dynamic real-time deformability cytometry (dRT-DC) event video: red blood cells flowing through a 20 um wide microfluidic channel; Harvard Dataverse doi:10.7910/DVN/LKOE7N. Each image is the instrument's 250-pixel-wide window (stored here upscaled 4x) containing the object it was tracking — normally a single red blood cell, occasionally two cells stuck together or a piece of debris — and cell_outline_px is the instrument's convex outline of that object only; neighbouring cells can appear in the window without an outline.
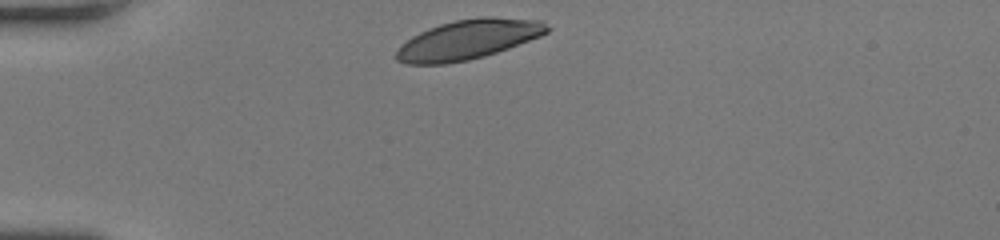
{"species": "human", "species_latin": "Homo sapiens", "temperature_condition": "room temperature", "stored_images_in_passage": 29, "camera_frame_rate_fps": 3000, "um_per_image_px": 0.085, "donor": {"sex": "female"}, "frame": {"image": 1, "passage_image": 1, "time_ms": 0.0, "image_size_px": [1000, 240], "cell_outline_px": [[552, 28], [548, 32], [540, 36], [508, 48], [484, 56], [468, 60], [444, 64], [408, 64], [396, 60], [396, 52], [400, 44], [412, 36], [428, 28], [440, 24], [456, 20], [484, 16], [492, 16], [540, 20]], "centroid_in_image_um": [39.79, 3.35], "position_along_channel_um": 45.2, "area_um2": 34.8}}
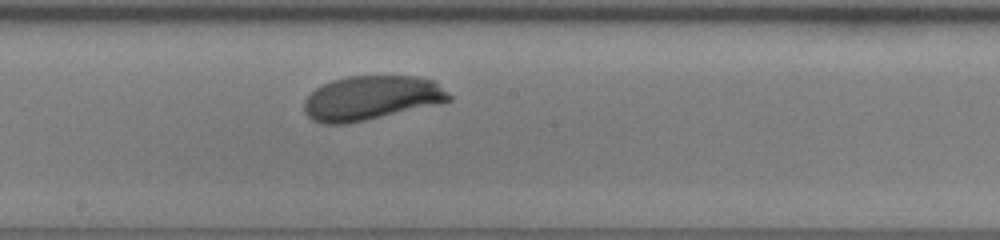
{"frame": {"image": 2, "passage_image": 16, "time_ms": 5.0, "image_size_px": [1000, 240], "cell_outline_px": [[452, 100], [436, 104], [364, 120], [344, 124], [320, 124], [312, 120], [304, 112], [304, 100], [320, 84], [332, 80], [348, 76], [420, 76], [436, 80], [452, 96]], "centroid_in_image_um": [31.55, 8.31], "position_along_channel_um": 216.6, "area_um2": 37.45}}
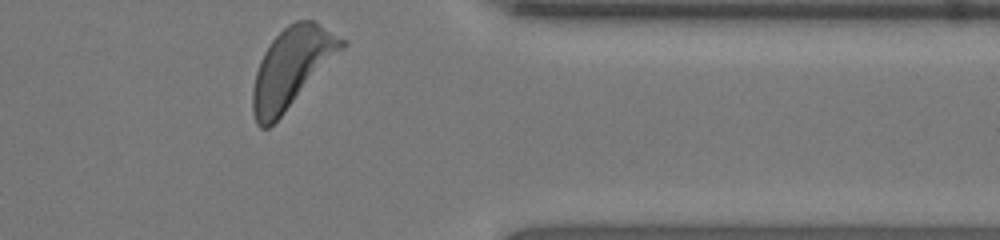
{"frame": {"image": 3, "passage_image": 29, "time_ms": 9.333, "image_size_px": [1000, 240], "cell_outline_px": [[348, 44], [284, 112], [268, 128], [260, 128], [256, 124], [252, 112], [252, 88], [256, 72], [260, 60], [264, 52], [272, 40], [288, 24], [296, 20], [312, 20], [348, 40]], "centroid_in_image_um": [24.79, 5.73], "position_along_channel_um": 386.6, "area_um2": 40.81}, "authors_computed_cell_mechanics": {"area_um2": 37.6278, "velocity_mm_per_s": 4.1437, "shape_relaxation_time_tau1_ms": 2.0752, "shape_relaxation_time_tau2_ms": null, "deformation_change_tau1": 0.1382, "deformation_change_tau2": null}}